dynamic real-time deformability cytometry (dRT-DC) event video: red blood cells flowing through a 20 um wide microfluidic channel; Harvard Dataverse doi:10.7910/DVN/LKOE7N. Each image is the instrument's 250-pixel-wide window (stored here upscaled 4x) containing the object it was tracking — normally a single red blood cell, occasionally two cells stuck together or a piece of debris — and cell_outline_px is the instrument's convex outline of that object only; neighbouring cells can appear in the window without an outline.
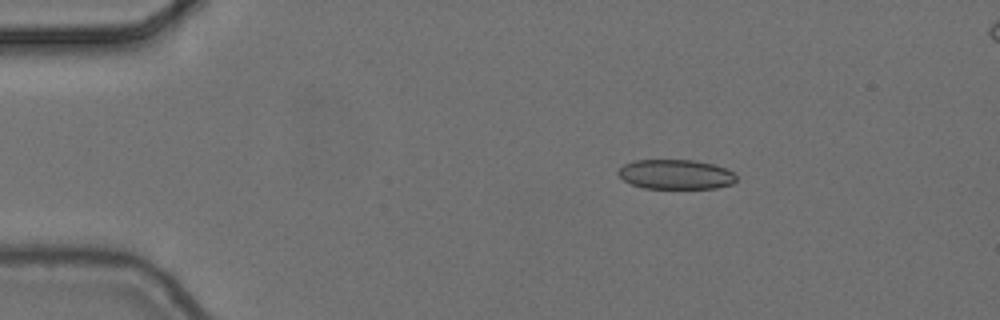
{"species": "common noctule bat (a hibernating species)", "species_latin": "Nyctalus noctula", "temperature_condition": "cold", "stored_images_in_passage": 5, "segment_of_instrument_passage": [1, 2], "camera_frame_rate_fps": 3000, "um_per_image_px": 0.085, "animal": {"sex": "female", "body_mass_g": 24.6, "forearm_length_mm": 56.2}, "frame": {"image": 1, "passage_image": 2, "time_ms": 0.333, "image_size_px": [1000, 320], "cell_outline_px": [[736, 180], [732, 184], [716, 188], [644, 188], [632, 184], [624, 180], [616, 172], [624, 164], [636, 160], [692, 160], [712, 164], [724, 168], [732, 172], [736, 176]], "centroid_in_image_um": [57.42, 14.82], "position_along_channel_um": 27.6, "area_um2": 20.23}}